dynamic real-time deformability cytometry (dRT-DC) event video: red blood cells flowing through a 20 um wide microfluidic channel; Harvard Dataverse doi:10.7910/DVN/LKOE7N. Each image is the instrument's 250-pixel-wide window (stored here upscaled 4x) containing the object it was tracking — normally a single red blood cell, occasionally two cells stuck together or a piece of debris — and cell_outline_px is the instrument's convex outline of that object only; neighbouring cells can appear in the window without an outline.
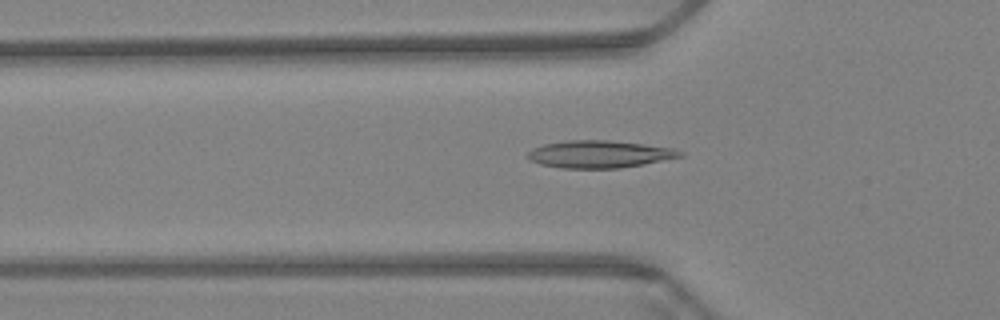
{"species": "Egyptian fruit bat (a non-hibernating species)", "species_latin": "Rousettus aegyptiacus", "temperature_condition": "warm", "stored_images_in_passage": 57, "camera_frame_rate_fps": 3000, "um_per_image_px": 0.085, "animal": {"sex": "female"}, "frame": {"image": 1, "passage_image": 17, "time_ms": 5.333, "image_size_px": [1000, 320], "cell_outline_px": [[684, 156], [644, 164], [620, 168], [560, 168], [540, 164], [532, 160], [528, 156], [528, 152], [532, 148], [544, 144], [568, 140], [608, 140], [676, 148], [684, 152]], "centroid_in_image_um": [50.99, 13.1], "position_along_channel_um": 74.8, "area_um2": 24.28}}
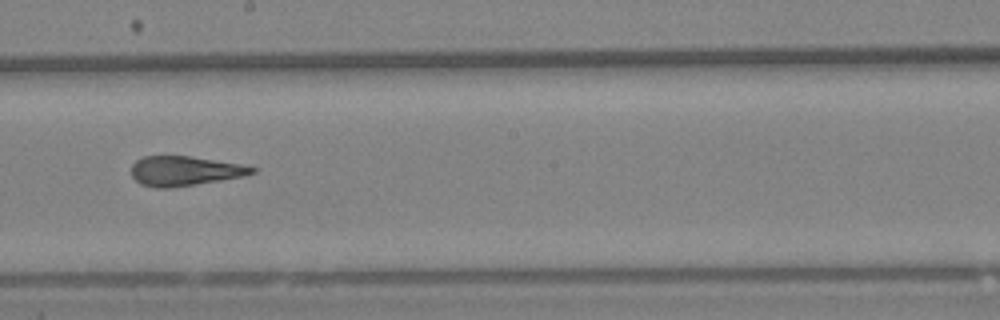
{"frame": {"image": 2, "passage_image": 31, "time_ms": 10.0, "image_size_px": [1000, 320], "cell_outline_px": [[260, 168], [256, 172], [244, 176], [172, 188], [156, 188], [140, 184], [132, 176], [132, 164], [136, 160], [144, 156], [188, 156], [244, 164]], "centroid_in_image_um": [15.73, 14.53], "position_along_channel_um": 232.5, "area_um2": 20.98}}
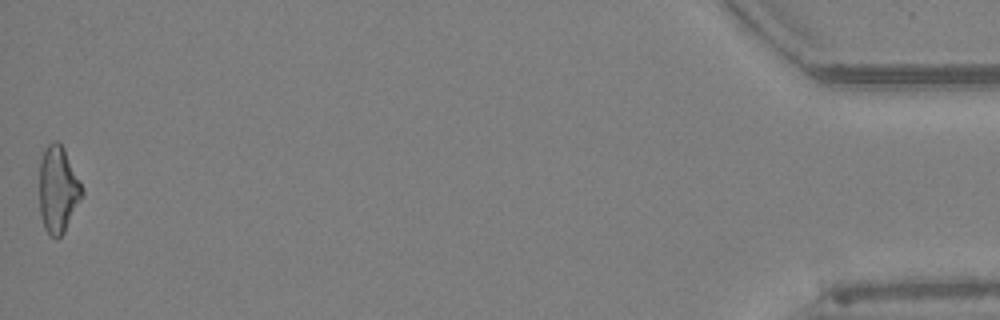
{"frame": {"image": 3, "passage_image": 57, "time_ms": 18.667, "image_size_px": [1000, 320], "cell_outline_px": [[84, 196], [64, 232], [60, 236], [48, 236], [44, 228], [40, 216], [40, 160], [48, 144], [52, 140], [56, 140], [64, 148], [84, 188]], "centroid_in_image_um": [4.95, 16.12], "position_along_channel_um": 430.2, "area_um2": 21.73}, "authors_computed_cell_mechanics": {"area_um2": 21.7906, "velocity_mm_per_s": 3.3795, "shape_relaxation_time_tau1_ms": 9.5207, "shape_relaxation_time_tau2_ms": 2.5071, "deformation_change_tau1": 0.2521, "deformation_change_tau2": 0.1043}}